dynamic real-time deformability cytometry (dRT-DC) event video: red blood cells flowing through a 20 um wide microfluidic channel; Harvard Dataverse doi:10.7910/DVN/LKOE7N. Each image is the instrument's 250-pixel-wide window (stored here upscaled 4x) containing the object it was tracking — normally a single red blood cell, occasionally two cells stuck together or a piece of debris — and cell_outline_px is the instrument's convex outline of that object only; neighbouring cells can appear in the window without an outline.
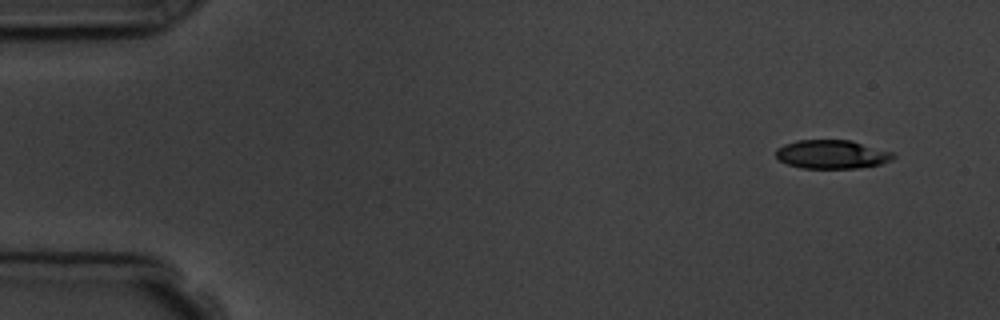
{"species": "common noctule bat (a hibernating species)", "species_latin": "Nyctalus noctula", "temperature_condition": "room temperature", "stored_images_in_passage": 5, "camera_frame_rate_fps": 3000, "um_per_image_px": 0.085, "animal": {"sex": "male", "body_mass_g": 19.5, "forearm_length_mm": 54.6}, "frame": {"image": 1, "passage_image": 1, "time_ms": 0.0, "image_size_px": [1000, 320], "cell_outline_px": [[896, 156], [892, 160], [880, 164], [860, 168], [800, 168], [788, 164], [780, 160], [776, 156], [776, 148], [784, 144], [796, 140], [852, 140], [892, 152]], "centroid_in_image_um": [70.71, 13.11], "position_along_channel_um": 14.3, "area_um2": 19.71}}
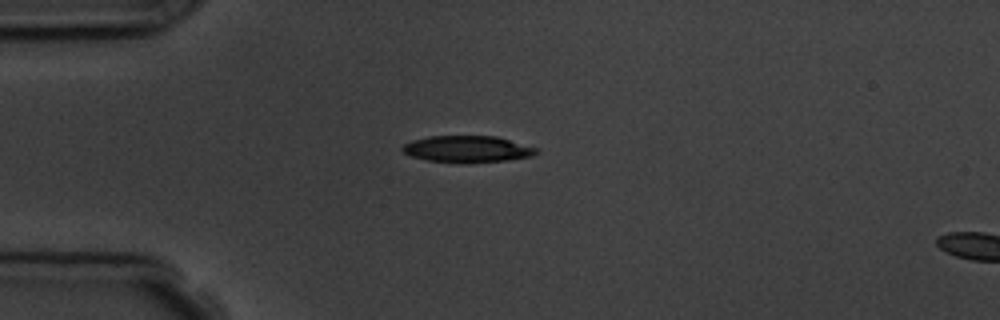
{"frame": {"image": 2, "passage_image": 4, "time_ms": 3.333, "image_size_px": [1000, 320], "cell_outline_px": [[540, 152], [532, 156], [508, 160], [468, 164], [464, 164], [428, 160], [412, 156], [404, 152], [400, 148], [404, 144], [412, 140], [428, 136], [496, 136], [536, 148]], "centroid_in_image_um": [39.72, 12.68], "position_along_channel_um": 45.3, "area_um2": 20.92}}